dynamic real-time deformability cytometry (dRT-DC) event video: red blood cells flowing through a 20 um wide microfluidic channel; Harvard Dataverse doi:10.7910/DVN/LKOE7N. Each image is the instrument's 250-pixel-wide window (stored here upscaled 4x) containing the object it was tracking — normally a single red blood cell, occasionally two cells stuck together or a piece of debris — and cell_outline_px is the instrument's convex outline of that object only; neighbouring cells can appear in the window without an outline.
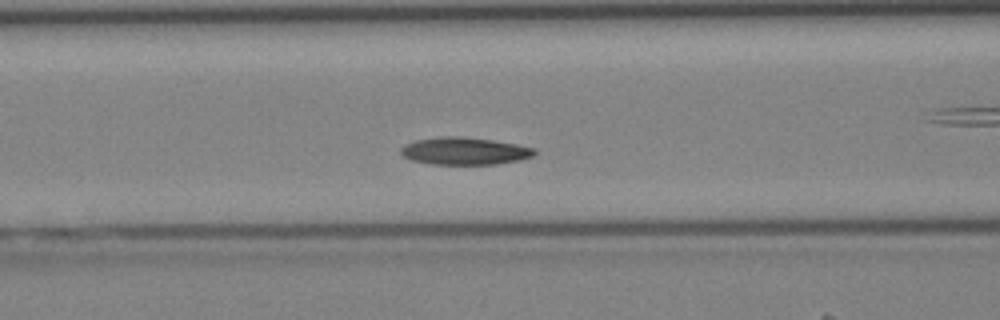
{"species": "Egyptian fruit bat (a non-hibernating species)", "species_latin": "Rousettus aegyptiacus", "temperature_condition": "cold", "stored_images_in_passage": 40, "camera_frame_rate_fps": 3000, "um_per_image_px": 0.085, "animal": {"sex": "female"}, "frame": {"image": 1, "passage_image": 14, "time_ms": 4.333, "image_size_px": [1000, 320], "cell_outline_px": [[536, 152], [532, 156], [520, 160], [496, 164], [428, 164], [408, 160], [400, 152], [400, 148], [404, 144], [416, 140], [440, 136], [460, 136], [492, 140], [516, 144], [536, 148]], "centroid_in_image_um": [39.45, 12.84], "position_along_channel_um": 127.2, "area_um2": 21.5}}
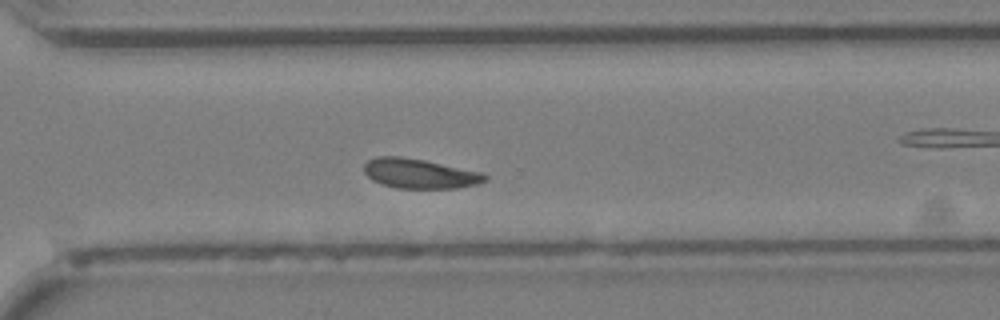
{"frame": {"image": 2, "passage_image": 27, "time_ms": 8.667, "image_size_px": [1000, 320], "cell_outline_px": [[488, 180], [480, 184], [456, 188], [396, 188], [380, 184], [372, 180], [364, 172], [364, 164], [368, 160], [376, 156], [400, 156], [424, 160], [480, 172], [488, 176]], "centroid_in_image_um": [35.66, 14.76], "position_along_channel_um": 334.9, "area_um2": 20.98}}
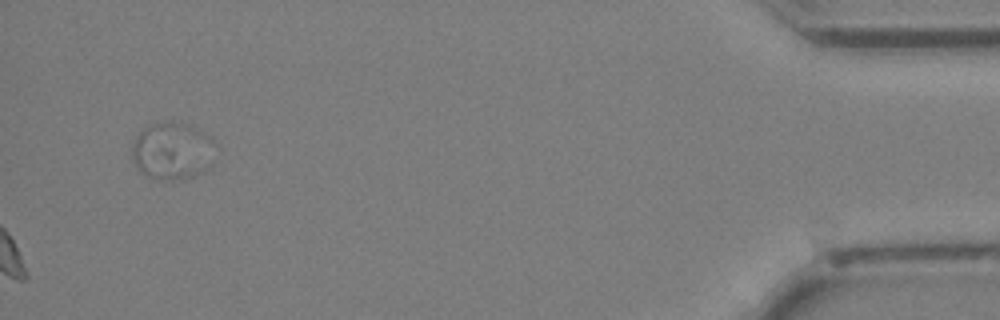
{"frame": {"image": 3, "passage_image": 40, "time_ms": 13.0, "image_size_px": [1000, 320], "cell_outline_px": [[216, 144], [204, 172], [192, 176], [160, 180], [148, 176], [140, 172], [132, 156], [132, 144], [136, 136], [144, 128], [152, 124], [168, 120], [172, 120], [192, 124], [212, 136]], "centroid_in_image_um": [14.65, 12.76], "position_along_channel_um": 420.6, "area_um2": 27.92}}